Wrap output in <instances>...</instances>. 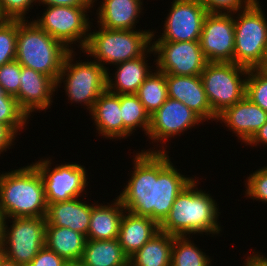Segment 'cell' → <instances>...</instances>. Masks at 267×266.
<instances>
[{
  "label": "cell",
  "mask_w": 267,
  "mask_h": 266,
  "mask_svg": "<svg viewBox=\"0 0 267 266\" xmlns=\"http://www.w3.org/2000/svg\"><path fill=\"white\" fill-rule=\"evenodd\" d=\"M166 152L141 150L133 159L131 177L118 198L129 213L160 224L176 197L195 178L179 172Z\"/></svg>",
  "instance_id": "obj_1"
},
{
  "label": "cell",
  "mask_w": 267,
  "mask_h": 266,
  "mask_svg": "<svg viewBox=\"0 0 267 266\" xmlns=\"http://www.w3.org/2000/svg\"><path fill=\"white\" fill-rule=\"evenodd\" d=\"M189 236H174L171 266H212L210 258Z\"/></svg>",
  "instance_id": "obj_30"
},
{
  "label": "cell",
  "mask_w": 267,
  "mask_h": 266,
  "mask_svg": "<svg viewBox=\"0 0 267 266\" xmlns=\"http://www.w3.org/2000/svg\"><path fill=\"white\" fill-rule=\"evenodd\" d=\"M21 65L14 60L0 67V86L5 94L15 97L20 87Z\"/></svg>",
  "instance_id": "obj_35"
},
{
  "label": "cell",
  "mask_w": 267,
  "mask_h": 266,
  "mask_svg": "<svg viewBox=\"0 0 267 266\" xmlns=\"http://www.w3.org/2000/svg\"><path fill=\"white\" fill-rule=\"evenodd\" d=\"M17 135L9 126L0 123V154L14 145Z\"/></svg>",
  "instance_id": "obj_39"
},
{
  "label": "cell",
  "mask_w": 267,
  "mask_h": 266,
  "mask_svg": "<svg viewBox=\"0 0 267 266\" xmlns=\"http://www.w3.org/2000/svg\"><path fill=\"white\" fill-rule=\"evenodd\" d=\"M98 134L105 139H123V120L120 109V95L103 92L89 112Z\"/></svg>",
  "instance_id": "obj_22"
},
{
  "label": "cell",
  "mask_w": 267,
  "mask_h": 266,
  "mask_svg": "<svg viewBox=\"0 0 267 266\" xmlns=\"http://www.w3.org/2000/svg\"><path fill=\"white\" fill-rule=\"evenodd\" d=\"M168 97L184 103L204 122L217 120L213 113L200 75L184 76L166 74ZM213 119V120H212Z\"/></svg>",
  "instance_id": "obj_17"
},
{
  "label": "cell",
  "mask_w": 267,
  "mask_h": 266,
  "mask_svg": "<svg viewBox=\"0 0 267 266\" xmlns=\"http://www.w3.org/2000/svg\"><path fill=\"white\" fill-rule=\"evenodd\" d=\"M29 117L21 110L15 97L5 94L0 86V123L9 126L16 134L27 126ZM27 122V123H26Z\"/></svg>",
  "instance_id": "obj_31"
},
{
  "label": "cell",
  "mask_w": 267,
  "mask_h": 266,
  "mask_svg": "<svg viewBox=\"0 0 267 266\" xmlns=\"http://www.w3.org/2000/svg\"><path fill=\"white\" fill-rule=\"evenodd\" d=\"M66 262L53 250L43 246L27 266H64Z\"/></svg>",
  "instance_id": "obj_38"
},
{
  "label": "cell",
  "mask_w": 267,
  "mask_h": 266,
  "mask_svg": "<svg viewBox=\"0 0 267 266\" xmlns=\"http://www.w3.org/2000/svg\"><path fill=\"white\" fill-rule=\"evenodd\" d=\"M202 122L204 121L184 103L168 97L165 103L150 115V127L147 134L152 140V144L159 142L162 145V150L160 148L154 150L153 147L152 150L149 148L146 151L166 152V148L164 149L163 146L166 145V140L168 142L173 136L180 135L182 132L192 129L191 127L195 128Z\"/></svg>",
  "instance_id": "obj_14"
},
{
  "label": "cell",
  "mask_w": 267,
  "mask_h": 266,
  "mask_svg": "<svg viewBox=\"0 0 267 266\" xmlns=\"http://www.w3.org/2000/svg\"><path fill=\"white\" fill-rule=\"evenodd\" d=\"M5 257H6L5 248L2 241L0 240V263L3 261Z\"/></svg>",
  "instance_id": "obj_44"
},
{
  "label": "cell",
  "mask_w": 267,
  "mask_h": 266,
  "mask_svg": "<svg viewBox=\"0 0 267 266\" xmlns=\"http://www.w3.org/2000/svg\"><path fill=\"white\" fill-rule=\"evenodd\" d=\"M113 202V203H112ZM99 204L91 203V218L87 233L88 240H112L118 239L120 222L126 212L121 201Z\"/></svg>",
  "instance_id": "obj_24"
},
{
  "label": "cell",
  "mask_w": 267,
  "mask_h": 266,
  "mask_svg": "<svg viewBox=\"0 0 267 266\" xmlns=\"http://www.w3.org/2000/svg\"><path fill=\"white\" fill-rule=\"evenodd\" d=\"M4 219L5 218H4V215H3L1 207H0V236L2 233L3 226H4Z\"/></svg>",
  "instance_id": "obj_46"
},
{
  "label": "cell",
  "mask_w": 267,
  "mask_h": 266,
  "mask_svg": "<svg viewBox=\"0 0 267 266\" xmlns=\"http://www.w3.org/2000/svg\"><path fill=\"white\" fill-rule=\"evenodd\" d=\"M225 123L228 130L236 133L247 144L254 134L267 122V112L252 103L246 96L217 116V122Z\"/></svg>",
  "instance_id": "obj_18"
},
{
  "label": "cell",
  "mask_w": 267,
  "mask_h": 266,
  "mask_svg": "<svg viewBox=\"0 0 267 266\" xmlns=\"http://www.w3.org/2000/svg\"><path fill=\"white\" fill-rule=\"evenodd\" d=\"M208 13L236 14L246 9L255 0H199ZM223 11V12H222Z\"/></svg>",
  "instance_id": "obj_37"
},
{
  "label": "cell",
  "mask_w": 267,
  "mask_h": 266,
  "mask_svg": "<svg viewBox=\"0 0 267 266\" xmlns=\"http://www.w3.org/2000/svg\"><path fill=\"white\" fill-rule=\"evenodd\" d=\"M47 206L43 179L33 163L0 173V207L4 218L45 217Z\"/></svg>",
  "instance_id": "obj_3"
},
{
  "label": "cell",
  "mask_w": 267,
  "mask_h": 266,
  "mask_svg": "<svg viewBox=\"0 0 267 266\" xmlns=\"http://www.w3.org/2000/svg\"><path fill=\"white\" fill-rule=\"evenodd\" d=\"M97 0H38L44 6H93Z\"/></svg>",
  "instance_id": "obj_40"
},
{
  "label": "cell",
  "mask_w": 267,
  "mask_h": 266,
  "mask_svg": "<svg viewBox=\"0 0 267 266\" xmlns=\"http://www.w3.org/2000/svg\"><path fill=\"white\" fill-rule=\"evenodd\" d=\"M99 31H89V38L82 53L109 71L105 64L116 65L142 56L151 47L152 31L112 30L99 26Z\"/></svg>",
  "instance_id": "obj_5"
},
{
  "label": "cell",
  "mask_w": 267,
  "mask_h": 266,
  "mask_svg": "<svg viewBox=\"0 0 267 266\" xmlns=\"http://www.w3.org/2000/svg\"><path fill=\"white\" fill-rule=\"evenodd\" d=\"M49 159L41 158L33 163L43 179L47 204L81 197L89 183L85 167L72 162L52 168V159Z\"/></svg>",
  "instance_id": "obj_11"
},
{
  "label": "cell",
  "mask_w": 267,
  "mask_h": 266,
  "mask_svg": "<svg viewBox=\"0 0 267 266\" xmlns=\"http://www.w3.org/2000/svg\"><path fill=\"white\" fill-rule=\"evenodd\" d=\"M56 82L49 76L21 66L20 87L15 96L21 110L30 118L32 112L46 111L53 102Z\"/></svg>",
  "instance_id": "obj_16"
},
{
  "label": "cell",
  "mask_w": 267,
  "mask_h": 266,
  "mask_svg": "<svg viewBox=\"0 0 267 266\" xmlns=\"http://www.w3.org/2000/svg\"><path fill=\"white\" fill-rule=\"evenodd\" d=\"M234 14L208 13L204 19L200 46L207 62H233Z\"/></svg>",
  "instance_id": "obj_15"
},
{
  "label": "cell",
  "mask_w": 267,
  "mask_h": 266,
  "mask_svg": "<svg viewBox=\"0 0 267 266\" xmlns=\"http://www.w3.org/2000/svg\"><path fill=\"white\" fill-rule=\"evenodd\" d=\"M143 0H102L96 17L99 26L112 30H134L140 14L143 13Z\"/></svg>",
  "instance_id": "obj_20"
},
{
  "label": "cell",
  "mask_w": 267,
  "mask_h": 266,
  "mask_svg": "<svg viewBox=\"0 0 267 266\" xmlns=\"http://www.w3.org/2000/svg\"><path fill=\"white\" fill-rule=\"evenodd\" d=\"M245 182L246 198L249 197L263 203L267 202V166L249 174Z\"/></svg>",
  "instance_id": "obj_34"
},
{
  "label": "cell",
  "mask_w": 267,
  "mask_h": 266,
  "mask_svg": "<svg viewBox=\"0 0 267 266\" xmlns=\"http://www.w3.org/2000/svg\"><path fill=\"white\" fill-rule=\"evenodd\" d=\"M91 8L93 6H46L40 19L36 17L32 21L70 51H74L72 44L76 43L83 51L92 27L87 16Z\"/></svg>",
  "instance_id": "obj_9"
},
{
  "label": "cell",
  "mask_w": 267,
  "mask_h": 266,
  "mask_svg": "<svg viewBox=\"0 0 267 266\" xmlns=\"http://www.w3.org/2000/svg\"><path fill=\"white\" fill-rule=\"evenodd\" d=\"M70 52L33 21L18 20L16 58L21 66L31 68L57 82L66 55Z\"/></svg>",
  "instance_id": "obj_4"
},
{
  "label": "cell",
  "mask_w": 267,
  "mask_h": 266,
  "mask_svg": "<svg viewBox=\"0 0 267 266\" xmlns=\"http://www.w3.org/2000/svg\"><path fill=\"white\" fill-rule=\"evenodd\" d=\"M18 20L0 19V67L16 58Z\"/></svg>",
  "instance_id": "obj_32"
},
{
  "label": "cell",
  "mask_w": 267,
  "mask_h": 266,
  "mask_svg": "<svg viewBox=\"0 0 267 266\" xmlns=\"http://www.w3.org/2000/svg\"><path fill=\"white\" fill-rule=\"evenodd\" d=\"M0 266H23V265L16 264L11 259H8L7 257H5L3 261L0 263Z\"/></svg>",
  "instance_id": "obj_43"
},
{
  "label": "cell",
  "mask_w": 267,
  "mask_h": 266,
  "mask_svg": "<svg viewBox=\"0 0 267 266\" xmlns=\"http://www.w3.org/2000/svg\"><path fill=\"white\" fill-rule=\"evenodd\" d=\"M174 236L159 231L129 258V266H171Z\"/></svg>",
  "instance_id": "obj_27"
},
{
  "label": "cell",
  "mask_w": 267,
  "mask_h": 266,
  "mask_svg": "<svg viewBox=\"0 0 267 266\" xmlns=\"http://www.w3.org/2000/svg\"><path fill=\"white\" fill-rule=\"evenodd\" d=\"M74 53L70 51L66 55L56 88L63 82L68 100L84 104L90 112L95 101L107 90V70L94 60L74 63Z\"/></svg>",
  "instance_id": "obj_7"
},
{
  "label": "cell",
  "mask_w": 267,
  "mask_h": 266,
  "mask_svg": "<svg viewBox=\"0 0 267 266\" xmlns=\"http://www.w3.org/2000/svg\"><path fill=\"white\" fill-rule=\"evenodd\" d=\"M260 252L253 251V254L247 256L245 260L244 266H267V258L264 257L263 254L261 255Z\"/></svg>",
  "instance_id": "obj_42"
},
{
  "label": "cell",
  "mask_w": 267,
  "mask_h": 266,
  "mask_svg": "<svg viewBox=\"0 0 267 266\" xmlns=\"http://www.w3.org/2000/svg\"><path fill=\"white\" fill-rule=\"evenodd\" d=\"M80 261L86 266H129L118 239H87Z\"/></svg>",
  "instance_id": "obj_26"
},
{
  "label": "cell",
  "mask_w": 267,
  "mask_h": 266,
  "mask_svg": "<svg viewBox=\"0 0 267 266\" xmlns=\"http://www.w3.org/2000/svg\"><path fill=\"white\" fill-rule=\"evenodd\" d=\"M148 53L149 55L154 53L152 47L139 58L116 64L114 68H117V71L113 79L107 71V91L119 95L136 94L138 88L152 72V69H149L151 67L146 63Z\"/></svg>",
  "instance_id": "obj_21"
},
{
  "label": "cell",
  "mask_w": 267,
  "mask_h": 266,
  "mask_svg": "<svg viewBox=\"0 0 267 266\" xmlns=\"http://www.w3.org/2000/svg\"><path fill=\"white\" fill-rule=\"evenodd\" d=\"M64 266H86V265L81 261H70L66 262Z\"/></svg>",
  "instance_id": "obj_45"
},
{
  "label": "cell",
  "mask_w": 267,
  "mask_h": 266,
  "mask_svg": "<svg viewBox=\"0 0 267 266\" xmlns=\"http://www.w3.org/2000/svg\"><path fill=\"white\" fill-rule=\"evenodd\" d=\"M159 231V224L155 220L126 211L120 222L119 244L130 258Z\"/></svg>",
  "instance_id": "obj_23"
},
{
  "label": "cell",
  "mask_w": 267,
  "mask_h": 266,
  "mask_svg": "<svg viewBox=\"0 0 267 266\" xmlns=\"http://www.w3.org/2000/svg\"><path fill=\"white\" fill-rule=\"evenodd\" d=\"M245 96L267 112V73L260 68L249 69Z\"/></svg>",
  "instance_id": "obj_33"
},
{
  "label": "cell",
  "mask_w": 267,
  "mask_h": 266,
  "mask_svg": "<svg viewBox=\"0 0 267 266\" xmlns=\"http://www.w3.org/2000/svg\"><path fill=\"white\" fill-rule=\"evenodd\" d=\"M78 198L49 204L46 225L70 228L87 237L91 218V204Z\"/></svg>",
  "instance_id": "obj_19"
},
{
  "label": "cell",
  "mask_w": 267,
  "mask_h": 266,
  "mask_svg": "<svg viewBox=\"0 0 267 266\" xmlns=\"http://www.w3.org/2000/svg\"><path fill=\"white\" fill-rule=\"evenodd\" d=\"M260 69L267 73V53H266V57H265L264 63L260 67Z\"/></svg>",
  "instance_id": "obj_47"
},
{
  "label": "cell",
  "mask_w": 267,
  "mask_h": 266,
  "mask_svg": "<svg viewBox=\"0 0 267 266\" xmlns=\"http://www.w3.org/2000/svg\"><path fill=\"white\" fill-rule=\"evenodd\" d=\"M258 0L234 16L233 62L247 69L260 68L267 53V18Z\"/></svg>",
  "instance_id": "obj_6"
},
{
  "label": "cell",
  "mask_w": 267,
  "mask_h": 266,
  "mask_svg": "<svg viewBox=\"0 0 267 266\" xmlns=\"http://www.w3.org/2000/svg\"><path fill=\"white\" fill-rule=\"evenodd\" d=\"M120 109L123 120V139L131 136L136 128H142L147 136L150 127V114L145 110L137 95H120Z\"/></svg>",
  "instance_id": "obj_28"
},
{
  "label": "cell",
  "mask_w": 267,
  "mask_h": 266,
  "mask_svg": "<svg viewBox=\"0 0 267 266\" xmlns=\"http://www.w3.org/2000/svg\"><path fill=\"white\" fill-rule=\"evenodd\" d=\"M36 2L38 0H0V19L28 20L25 19L27 11L33 9Z\"/></svg>",
  "instance_id": "obj_36"
},
{
  "label": "cell",
  "mask_w": 267,
  "mask_h": 266,
  "mask_svg": "<svg viewBox=\"0 0 267 266\" xmlns=\"http://www.w3.org/2000/svg\"><path fill=\"white\" fill-rule=\"evenodd\" d=\"M9 225L7 218L0 236L5 254L16 264L27 266L45 246V217L11 218ZM7 222V223H6Z\"/></svg>",
  "instance_id": "obj_10"
},
{
  "label": "cell",
  "mask_w": 267,
  "mask_h": 266,
  "mask_svg": "<svg viewBox=\"0 0 267 266\" xmlns=\"http://www.w3.org/2000/svg\"><path fill=\"white\" fill-rule=\"evenodd\" d=\"M266 145L267 146V122L254 134L250 141L246 144L257 147V145Z\"/></svg>",
  "instance_id": "obj_41"
},
{
  "label": "cell",
  "mask_w": 267,
  "mask_h": 266,
  "mask_svg": "<svg viewBox=\"0 0 267 266\" xmlns=\"http://www.w3.org/2000/svg\"><path fill=\"white\" fill-rule=\"evenodd\" d=\"M156 69L164 74L198 76L208 63L200 41L153 42Z\"/></svg>",
  "instance_id": "obj_12"
},
{
  "label": "cell",
  "mask_w": 267,
  "mask_h": 266,
  "mask_svg": "<svg viewBox=\"0 0 267 266\" xmlns=\"http://www.w3.org/2000/svg\"><path fill=\"white\" fill-rule=\"evenodd\" d=\"M87 238L70 228L46 225L45 246L65 261H80Z\"/></svg>",
  "instance_id": "obj_25"
},
{
  "label": "cell",
  "mask_w": 267,
  "mask_h": 266,
  "mask_svg": "<svg viewBox=\"0 0 267 266\" xmlns=\"http://www.w3.org/2000/svg\"><path fill=\"white\" fill-rule=\"evenodd\" d=\"M198 180L193 179L176 197L166 218L159 224L162 232L172 236L192 234L218 235L222 232L219 206L211 194L198 190ZM218 206V207H217Z\"/></svg>",
  "instance_id": "obj_2"
},
{
  "label": "cell",
  "mask_w": 267,
  "mask_h": 266,
  "mask_svg": "<svg viewBox=\"0 0 267 266\" xmlns=\"http://www.w3.org/2000/svg\"><path fill=\"white\" fill-rule=\"evenodd\" d=\"M153 71L141 84L136 93L145 110L150 115L158 110L168 98L166 74L158 69Z\"/></svg>",
  "instance_id": "obj_29"
},
{
  "label": "cell",
  "mask_w": 267,
  "mask_h": 266,
  "mask_svg": "<svg viewBox=\"0 0 267 266\" xmlns=\"http://www.w3.org/2000/svg\"><path fill=\"white\" fill-rule=\"evenodd\" d=\"M248 72L249 69L234 62L206 64L200 78L216 116L245 97Z\"/></svg>",
  "instance_id": "obj_8"
},
{
  "label": "cell",
  "mask_w": 267,
  "mask_h": 266,
  "mask_svg": "<svg viewBox=\"0 0 267 266\" xmlns=\"http://www.w3.org/2000/svg\"><path fill=\"white\" fill-rule=\"evenodd\" d=\"M171 8L164 21L161 37H155L154 42L200 41L203 22L208 14L199 0H173ZM156 41H155V39Z\"/></svg>",
  "instance_id": "obj_13"
}]
</instances>
